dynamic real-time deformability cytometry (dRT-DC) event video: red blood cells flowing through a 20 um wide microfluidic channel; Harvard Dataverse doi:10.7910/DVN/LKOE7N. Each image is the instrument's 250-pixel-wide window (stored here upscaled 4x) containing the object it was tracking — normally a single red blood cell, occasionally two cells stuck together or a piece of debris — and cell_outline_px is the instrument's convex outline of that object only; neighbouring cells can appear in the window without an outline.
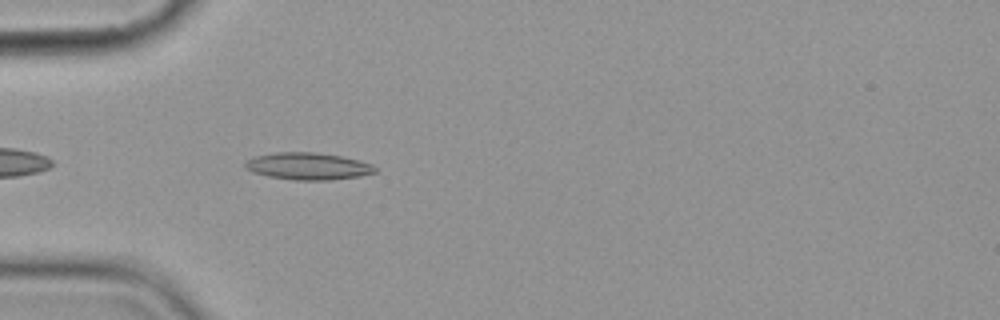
{"species": "common noctule bat (a hibernating species)", "species_latin": "Nyctalus noctula", "temperature_condition": "cold", "stored_images_in_passage": 5, "camera_frame_rate_fps": 3000, "um_per_image_px": 0.085, "animal": {"sex": "female", "body_mass_g": 19.9}, "frame": {"image": 1, "passage_image": 5, "time_ms": 5.333, "image_size_px": [1000, 320], "cell_outline_px": [[376, 172], [360, 176], [332, 180], [292, 180], [268, 176], [252, 172], [244, 168], [244, 164], [252, 156], [276, 152], [316, 152], [340, 156], [360, 160], [372, 164], [376, 168]], "centroid_in_image_um": [26.16, 14.12], "position_along_channel_um": 58.8, "area_um2": 20.69}}